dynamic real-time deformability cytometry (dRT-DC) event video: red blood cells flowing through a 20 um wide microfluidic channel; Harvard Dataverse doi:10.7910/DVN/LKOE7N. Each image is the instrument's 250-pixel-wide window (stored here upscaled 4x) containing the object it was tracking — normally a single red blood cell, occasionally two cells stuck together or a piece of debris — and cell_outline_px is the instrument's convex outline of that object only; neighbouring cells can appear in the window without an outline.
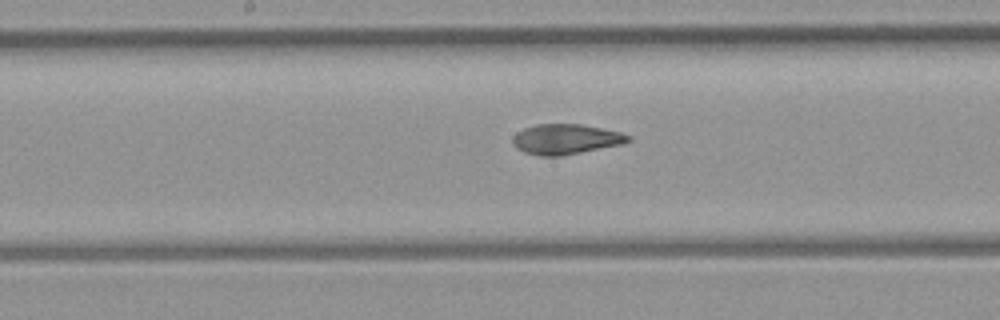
{"species": "common noctule bat (a hibernating species)", "species_latin": "Nyctalus noctula", "temperature_condition": "room temperature", "stored_images_in_passage": 49, "camera_frame_rate_fps": 3000, "um_per_image_px": 0.085, "animal": {"sex": "female", "body_mass_g": 21.9}, "frame": {"image": 1, "passage_image": 20, "time_ms": 6.333, "image_size_px": [1000, 320], "cell_outline_px": [[632, 140], [624, 144], [560, 156], [540, 156], [524, 152], [516, 148], [512, 144], [512, 136], [516, 132], [524, 128], [536, 124], [580, 124], [620, 132], [632, 136]], "centroid_in_image_um": [48.08, 11.83], "position_along_channel_um": 200.1, "area_um2": 20.46}}
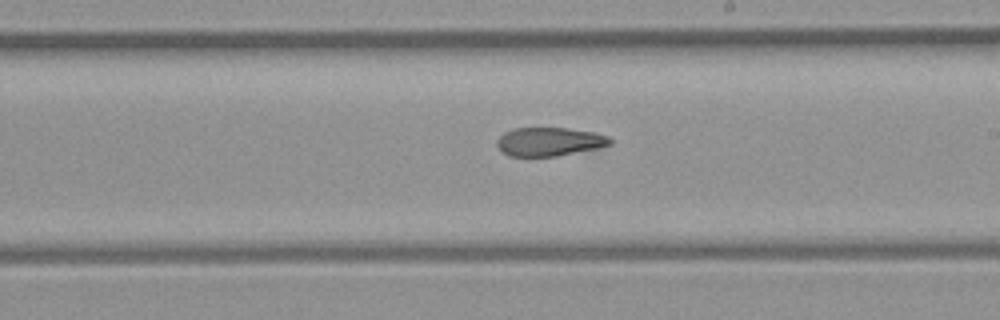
{"frame": {"image": 2, "passage_image": 23, "time_ms": 7.333, "image_size_px": [1000, 320], "cell_outline_px": [[612, 144], [600, 148], [556, 156], [508, 156], [496, 144], [496, 140], [504, 132], [512, 128], [568, 128], [592, 132], [608, 136], [612, 140]], "centroid_in_image_um": [46.71, 12.04], "position_along_channel_um": 242.3, "area_um2": 18.9}}